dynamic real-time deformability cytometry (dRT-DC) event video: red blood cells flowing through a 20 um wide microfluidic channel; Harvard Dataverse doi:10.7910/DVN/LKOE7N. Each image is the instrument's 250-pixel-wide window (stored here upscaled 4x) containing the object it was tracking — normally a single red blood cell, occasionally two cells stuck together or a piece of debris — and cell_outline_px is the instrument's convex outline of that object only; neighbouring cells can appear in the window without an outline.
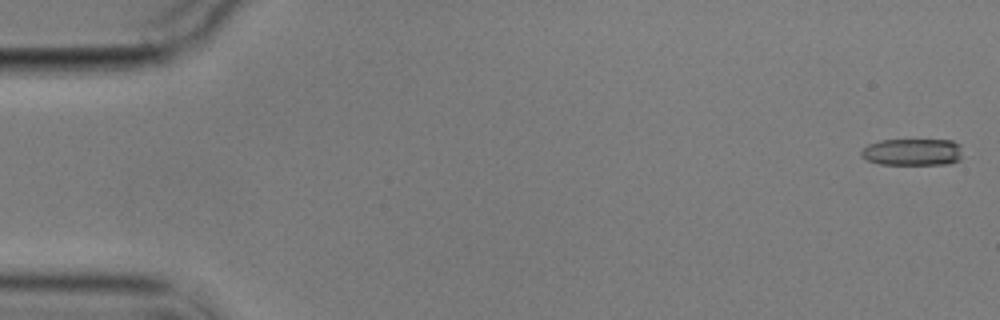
{"species": "common noctule bat (a hibernating species)", "species_latin": "Nyctalus noctula", "temperature_condition": "cold", "stored_images_in_passage": 9, "camera_frame_rate_fps": 3000, "um_per_image_px": 0.085, "animal": {"sex": "male", "body_mass_g": 17.9}, "frame": {"image": 1, "passage_image": 1, "time_ms": 0.0, "image_size_px": [1000, 320], "cell_outline_px": [[960, 160], [948, 164], [880, 164], [868, 160], [860, 156], [860, 152], [868, 144], [880, 140], [952, 140], [960, 144]], "centroid_in_image_um": [77.55, 12.92], "position_along_channel_um": 7.4, "area_um2": 15.9}}
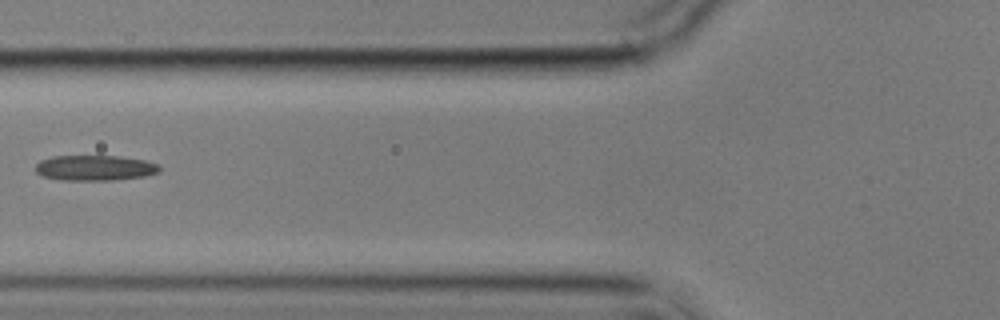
{"frame": {"image": 2, "passage_image": 7, "time_ms": 7.0, "image_size_px": [1000, 320], "cell_outline_px": [[160, 172], [144, 176], [112, 180], [60, 180], [44, 176], [36, 172], [36, 164], [40, 160], [52, 156], [116, 156], [144, 160], [156, 164], [160, 168]], "centroid_in_image_um": [8.04, 14.27], "position_along_channel_um": 117.8, "area_um2": 18.21}}
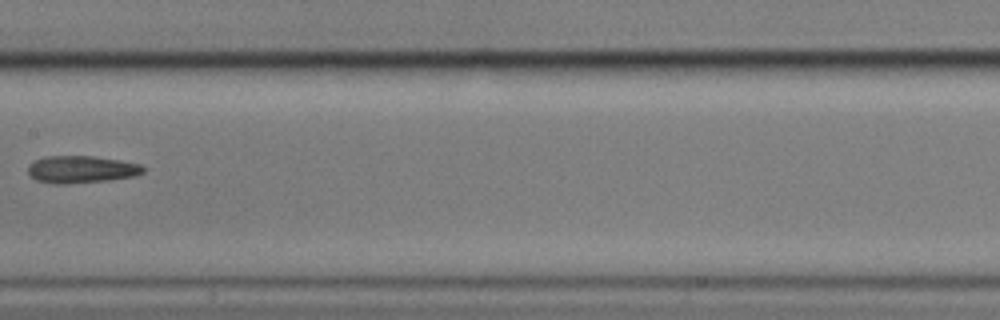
{"frame": {"image": 3, "passage_image": 9, "time_ms": 9.333, "image_size_px": [1000, 320], "cell_outline_px": [[148, 168], [144, 172], [132, 176], [108, 180], [64, 184], [56, 184], [36, 180], [28, 172], [28, 164], [44, 156], [92, 156], [120, 160], [140, 164]], "centroid_in_image_um": [6.92, 14.39], "position_along_channel_um": 200.5, "area_um2": 18.26}}